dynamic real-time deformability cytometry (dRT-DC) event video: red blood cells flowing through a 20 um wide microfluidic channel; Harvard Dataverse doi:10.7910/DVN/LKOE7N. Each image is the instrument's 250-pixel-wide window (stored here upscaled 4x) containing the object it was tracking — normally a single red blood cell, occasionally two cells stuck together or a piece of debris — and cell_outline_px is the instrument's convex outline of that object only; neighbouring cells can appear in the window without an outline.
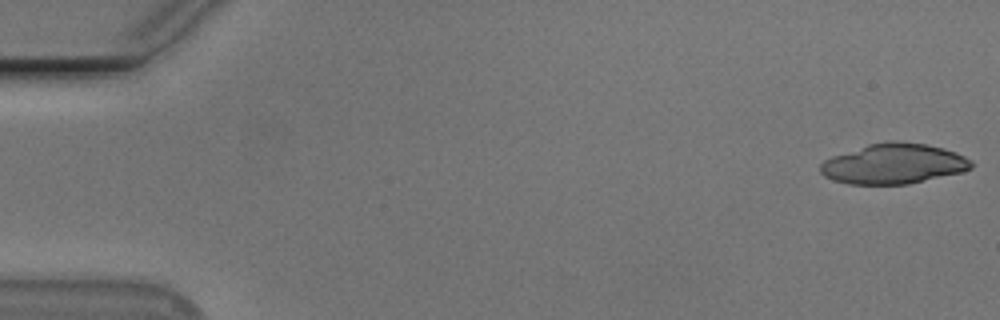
{"species": "Egyptian fruit bat (a non-hibernating species)", "species_latin": "Rousettus aegyptiacus", "temperature_condition": "cold", "stored_images_in_passage": 20, "camera_frame_rate_fps": 3000, "um_per_image_px": 0.085, "animal": {"sex": "male"}, "frame": {"image": 1, "passage_image": 1, "time_ms": 0.0, "image_size_px": [1000, 320], "cell_outline_px": [[972, 168], [960, 172], [908, 184], [848, 184], [832, 180], [824, 176], [820, 172], [820, 164], [824, 160], [832, 156], [868, 144], [888, 140], [896, 140], [924, 144], [944, 148], [956, 152], [972, 160]], "centroid_in_image_um": [75.93, 13.91], "position_along_channel_um": 9.1, "area_um2": 35.43}}